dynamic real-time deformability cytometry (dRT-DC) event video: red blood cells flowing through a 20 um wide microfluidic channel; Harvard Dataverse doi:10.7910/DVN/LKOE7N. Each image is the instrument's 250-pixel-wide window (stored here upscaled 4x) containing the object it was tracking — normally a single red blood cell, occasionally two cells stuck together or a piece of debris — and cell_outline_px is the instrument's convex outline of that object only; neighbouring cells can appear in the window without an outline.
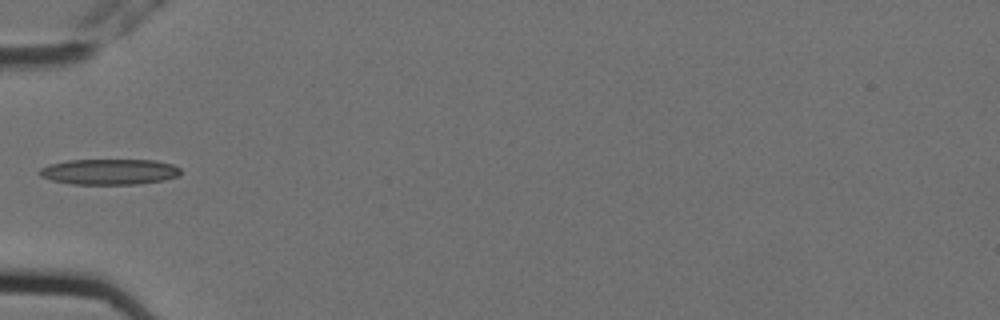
{"species": "Egyptian fruit bat (a non-hibernating species)", "species_latin": "Rousettus aegyptiacus", "temperature_condition": "cold", "stored_images_in_passage": 5, "camera_frame_rate_fps": 3000, "um_per_image_px": 0.085, "animal": {"sex": "female"}, "frame": {"image": 1, "passage_image": 5, "time_ms": 1.333, "image_size_px": [1000, 320], "cell_outline_px": [[180, 176], [164, 180], [140, 184], [72, 184], [52, 180], [40, 176], [36, 172], [40, 168], [48, 164], [68, 160], [156, 160], [172, 164], [180, 168]], "centroid_in_image_um": [9.28, 14.6], "position_along_channel_um": 75.7, "area_um2": 21.33}}